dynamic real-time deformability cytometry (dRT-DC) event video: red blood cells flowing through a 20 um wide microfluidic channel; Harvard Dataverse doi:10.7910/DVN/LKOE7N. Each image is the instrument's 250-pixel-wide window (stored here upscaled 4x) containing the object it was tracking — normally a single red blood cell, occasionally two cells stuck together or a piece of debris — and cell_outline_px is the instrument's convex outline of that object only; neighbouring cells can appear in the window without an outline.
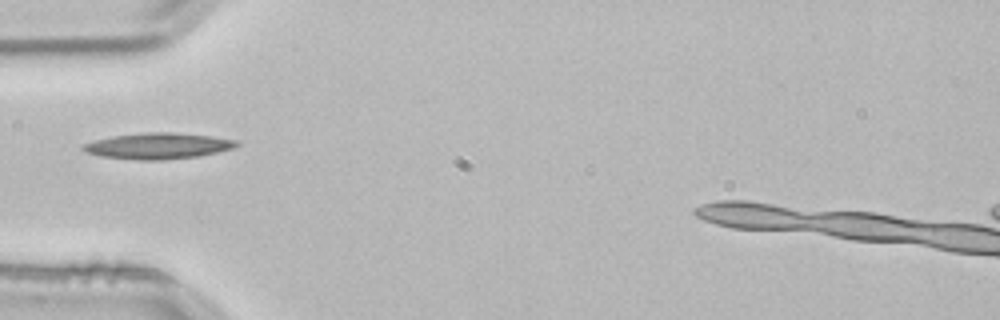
{"species": "common noctule bat (a hibernating species)", "species_latin": "Nyctalus noctula", "temperature_condition": "room temperature", "stored_images_in_passage": 3, "camera_frame_rate_fps": 3000, "um_per_image_px": 0.085, "animal": {"sex": "male", "body_mass_g": 21.5, "forearm_length_mm": 52.0}, "frame": {"image": 1, "passage_image": 3, "time_ms": 0.667, "image_size_px": [1000, 320], "cell_outline_px": [[240, 144], [232, 148], [216, 152], [196, 156], [164, 160], [136, 160], [100, 156], [88, 152], [80, 148], [84, 144], [96, 140], [112, 136], [144, 132], [172, 132], [212, 136], [236, 140]], "centroid_in_image_um": [13.42, 12.4], "position_along_channel_um": 71.6, "area_um2": 23.12}}